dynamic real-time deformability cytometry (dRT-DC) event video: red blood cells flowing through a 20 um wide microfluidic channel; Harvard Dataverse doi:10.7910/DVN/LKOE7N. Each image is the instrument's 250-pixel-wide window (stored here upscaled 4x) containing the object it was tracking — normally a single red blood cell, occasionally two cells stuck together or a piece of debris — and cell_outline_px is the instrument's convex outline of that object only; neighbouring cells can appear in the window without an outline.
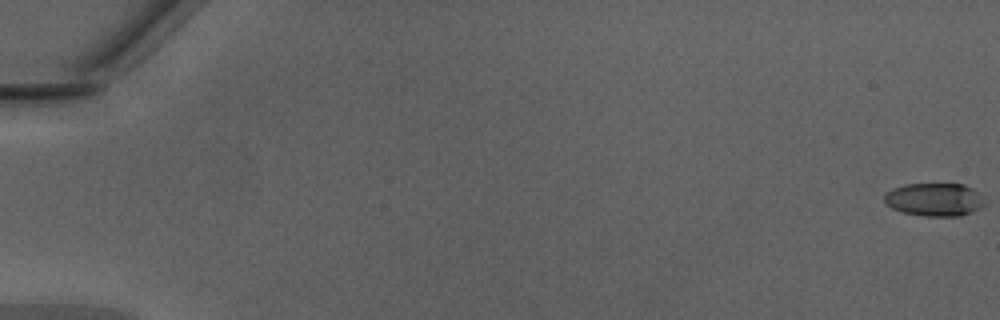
{"species": "Egyptian fruit bat (a non-hibernating species)", "species_latin": "Rousettus aegyptiacus", "temperature_condition": "warm", "stored_images_in_passage": 51, "camera_frame_rate_fps": 3000, "um_per_image_px": 0.085, "animal": {"sex": "male"}, "frame": {"image": 1, "passage_image": 1, "time_ms": 0.0, "image_size_px": [1000, 320], "cell_outline_px": [[984, 204], [980, 208], [972, 212], [960, 216], [924, 216], [904, 212], [892, 208], [884, 200], [884, 196], [892, 188], [904, 184], [964, 184], [980, 192], [984, 200]], "centroid_in_image_um": [79.46, 16.95], "position_along_channel_um": 5.5, "area_um2": 19.36}}
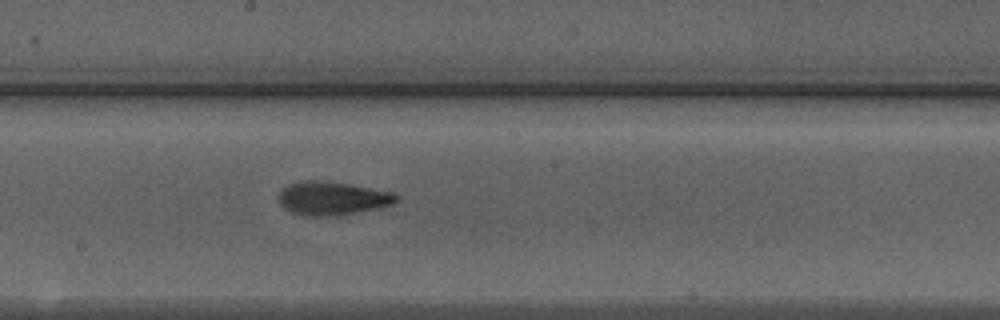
{"frame": {"image": 2, "passage_image": 29, "time_ms": 9.333, "image_size_px": [1000, 320], "cell_outline_px": [[400, 196], [392, 204], [376, 208], [356, 212], [328, 216], [308, 216], [292, 212], [284, 208], [280, 204], [280, 192], [288, 184], [300, 180], [320, 180], [348, 184], [392, 192]], "centroid_in_image_um": [28.22, 16.84], "position_along_channel_um": 220.0, "area_um2": 22.6}}
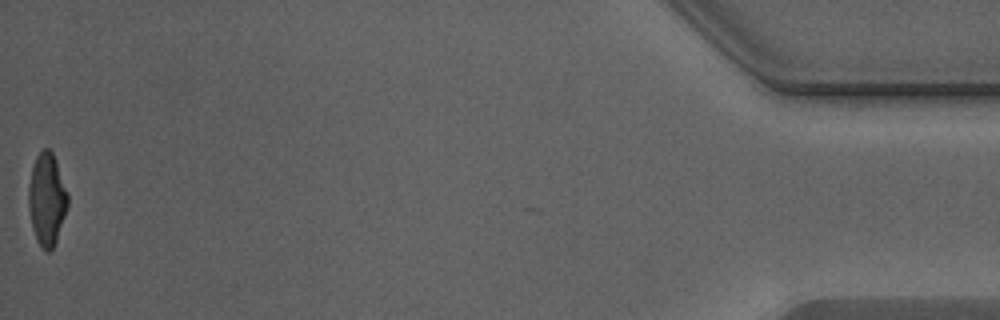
{"frame": {"image": 3, "passage_image": 50, "time_ms": 16.333, "image_size_px": [1000, 320], "cell_outline_px": [[68, 208], [56, 240], [52, 248], [48, 252], [44, 252], [36, 240], [32, 228], [28, 208], [28, 188], [32, 168], [36, 156], [44, 148], [48, 148], [52, 152], [56, 160], [68, 196]], "centroid_in_image_um": [3.97, 16.96], "position_along_channel_um": 431.2, "area_um2": 21.1}, "authors_computed_cell_mechanics": {"area_um2": 21.3282, "velocity_mm_per_s": 4.3312, "shape_relaxation_time_tau1_ms": 4.0066, "shape_relaxation_time_tau2_ms": 2.0419, "deformation_change_tau1": 0.1773, "deformation_change_tau2": 0.1188}}